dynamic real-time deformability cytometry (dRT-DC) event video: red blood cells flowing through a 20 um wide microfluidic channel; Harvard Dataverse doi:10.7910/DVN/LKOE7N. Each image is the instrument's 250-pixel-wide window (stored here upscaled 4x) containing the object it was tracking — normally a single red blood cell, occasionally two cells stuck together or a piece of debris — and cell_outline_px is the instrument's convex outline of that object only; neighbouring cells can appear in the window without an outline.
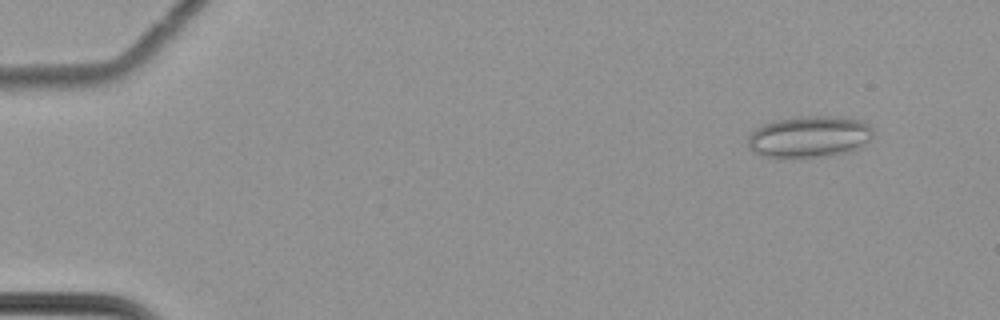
{"species": "common noctule bat (a hibernating species)", "species_latin": "Nyctalus noctula", "temperature_condition": "cold", "stored_images_in_passage": 61, "camera_frame_rate_fps": 3000, "um_per_image_px": 0.085, "animal": {"sex": "female", "body_mass_g": 22.7, "forearm_length_mm": 54.2}, "frame": {"image": 1, "passage_image": 6, "time_ms": 1.667, "image_size_px": [1000, 320], "cell_outline_px": [[872, 136], [860, 148], [852, 152], [828, 156], [776, 160], [760, 156], [752, 152], [748, 148], [748, 136], [756, 128], [764, 124], [776, 120], [800, 116], [848, 116], [860, 120], [868, 124], [872, 128]], "centroid_in_image_um": [68.76, 11.66], "position_along_channel_um": 16.2, "area_um2": 31.44}}
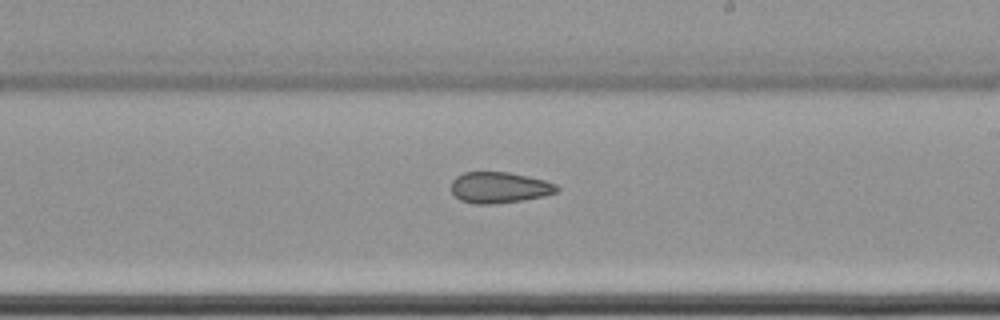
{"frame": {"image": 2, "passage_image": 37, "time_ms": 12.0, "image_size_px": [1000, 320], "cell_outline_px": [[560, 188], [556, 192], [544, 196], [520, 200], [492, 204], [476, 204], [460, 200], [452, 192], [452, 180], [456, 176], [464, 172], [508, 172], [544, 180], [556, 184]], "centroid_in_image_um": [42.43, 15.93], "position_along_channel_um": 246.6, "area_um2": 18.96}}
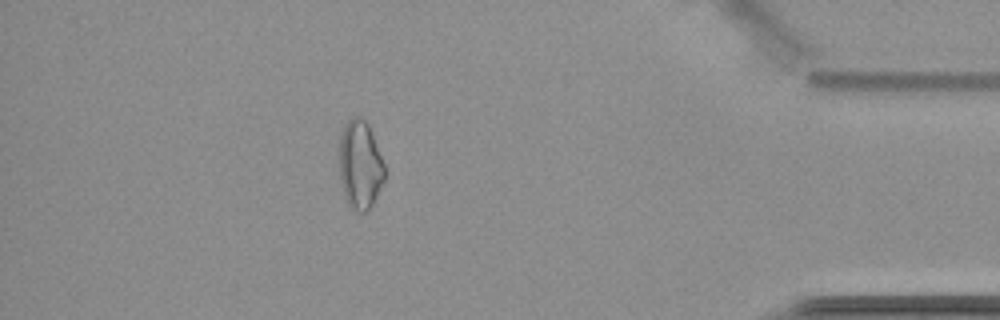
{"frame": {"image": 3, "passage_image": 54, "time_ms": 17.667, "image_size_px": [1000, 320], "cell_outline_px": [[384, 180], [372, 204], [364, 212], [356, 212], [348, 204], [344, 196], [340, 180], [340, 136], [344, 124], [352, 116], [360, 116], [368, 124], [384, 164]], "centroid_in_image_um": [30.59, 14.0], "position_along_channel_um": 404.6, "area_um2": 23.18}, "authors_computed_cell_mechanics": {"area_um2": 22.8888, "velocity_mm_per_s": 3.5045, "shape_relaxation_time_tau1_ms": null, "shape_relaxation_time_tau2_ms": 5.5653, "deformation_change_tau1": null, "deformation_change_tau2": 0.1021}}